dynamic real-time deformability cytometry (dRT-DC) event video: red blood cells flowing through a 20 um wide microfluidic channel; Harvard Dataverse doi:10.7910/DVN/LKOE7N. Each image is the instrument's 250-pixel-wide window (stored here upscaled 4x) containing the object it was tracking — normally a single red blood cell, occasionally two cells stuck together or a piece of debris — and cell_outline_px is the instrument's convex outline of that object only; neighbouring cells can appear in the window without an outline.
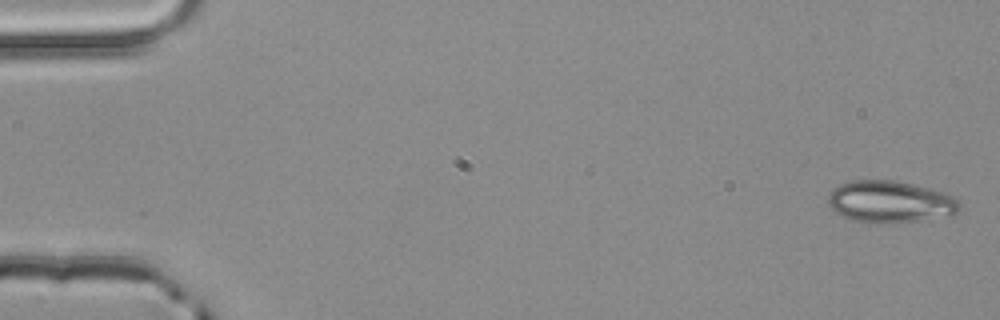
{"species": "common noctule bat (a hibernating species)", "species_latin": "Nyctalus noctula", "temperature_condition": "room temperature", "stored_images_in_passage": 5, "camera_frame_rate_fps": 3000, "um_per_image_px": 0.085, "animal": {"sex": "male", "body_mass_g": 20.4}, "frame": {"image": 1, "passage_image": 1, "time_ms": 0.0, "image_size_px": [1000, 320], "cell_outline_px": [[960, 212], [952, 216], [920, 220], [856, 220], [844, 216], [836, 212], [828, 204], [828, 196], [832, 188], [840, 184], [852, 180], [896, 180], [944, 192], [960, 200]], "centroid_in_image_um": [75.71, 17.1], "position_along_channel_um": 9.3, "area_um2": 31.33}}
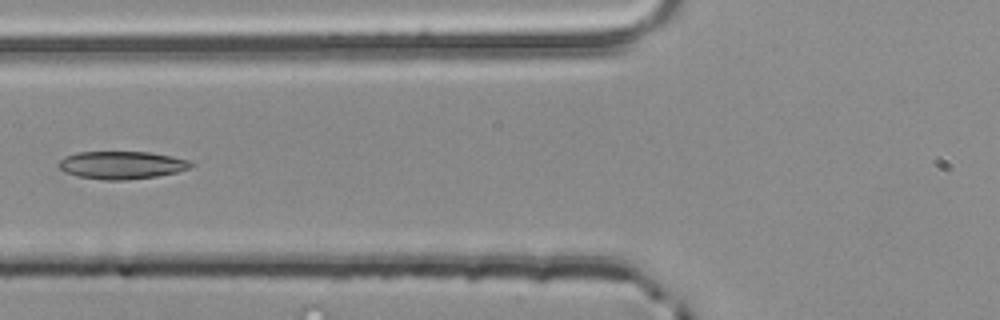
{"frame": {"image": 2, "passage_image": 5, "time_ms": 1.333, "image_size_px": [1000, 320], "cell_outline_px": [[196, 164], [192, 168], [176, 172], [156, 176], [124, 180], [104, 180], [76, 176], [64, 172], [56, 164], [64, 156], [76, 152], [152, 152], [188, 160]], "centroid_in_image_um": [10.33, 14.03], "position_along_channel_um": 115.5, "area_um2": 21.56}}